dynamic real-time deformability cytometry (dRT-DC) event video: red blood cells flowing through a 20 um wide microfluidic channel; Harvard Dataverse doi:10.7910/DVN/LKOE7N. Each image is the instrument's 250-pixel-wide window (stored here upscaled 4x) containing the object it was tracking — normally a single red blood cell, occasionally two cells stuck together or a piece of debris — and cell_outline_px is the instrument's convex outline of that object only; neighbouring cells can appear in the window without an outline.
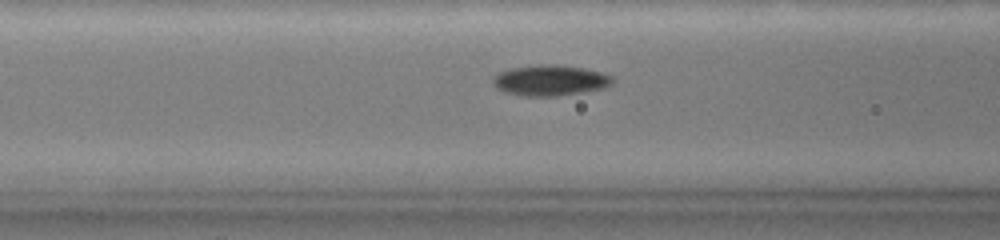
{"species": "common noctule bat (a hibernating species)", "species_latin": "Nyctalus noctula", "temperature_condition": "warm", "stored_images_in_passage": 45, "camera_frame_rate_fps": 3000, "um_per_image_px": 0.085, "animal": {"sex": "female", "body_mass_g": 19.0, "forearm_length_mm": 51.5}, "frame": {"image": 1, "passage_image": 26, "time_ms": 7.0, "image_size_px": [1000, 240], "cell_outline_px": [[612, 84], [600, 88], [576, 92], [548, 96], [536, 96], [512, 92], [500, 88], [492, 80], [500, 72], [508, 68], [536, 64], [556, 64], [584, 68], [600, 72], [612, 76]], "centroid_in_image_um": [46.79, 6.78], "position_along_channel_um": 119.8, "area_um2": 20.46}}
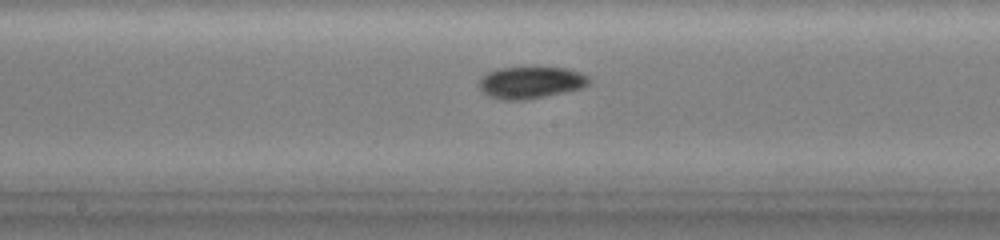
{"frame": {"image": 2, "passage_image": 32, "time_ms": 9.333, "image_size_px": [1000, 240], "cell_outline_px": [[588, 80], [580, 88], [540, 96], [516, 100], [508, 100], [492, 96], [484, 92], [480, 84], [480, 80], [488, 72], [504, 68], [568, 68], [580, 72], [588, 76]], "centroid_in_image_um": [45.11, 6.99], "position_along_channel_um": 203.1, "area_um2": 19.25}}
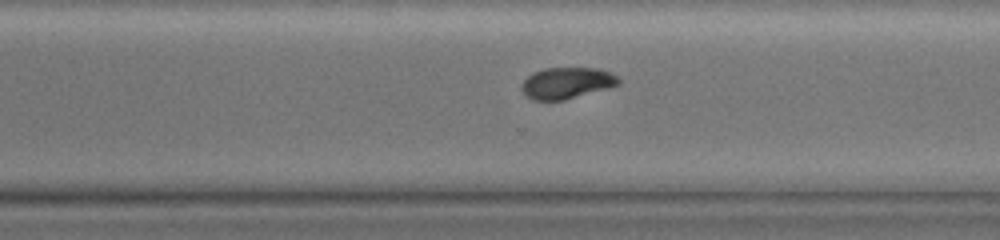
{"frame": {"image": 3, "passage_image": 42, "time_ms": 12.667, "image_size_px": [1000, 240], "cell_outline_px": [[620, 84], [608, 88], [564, 100], [532, 100], [524, 92], [524, 80], [532, 72], [544, 68], [596, 68], [608, 72], [616, 76], [620, 80]], "centroid_in_image_um": [48.19, 7.05], "position_along_channel_um": 322.4, "area_um2": 17.4}}